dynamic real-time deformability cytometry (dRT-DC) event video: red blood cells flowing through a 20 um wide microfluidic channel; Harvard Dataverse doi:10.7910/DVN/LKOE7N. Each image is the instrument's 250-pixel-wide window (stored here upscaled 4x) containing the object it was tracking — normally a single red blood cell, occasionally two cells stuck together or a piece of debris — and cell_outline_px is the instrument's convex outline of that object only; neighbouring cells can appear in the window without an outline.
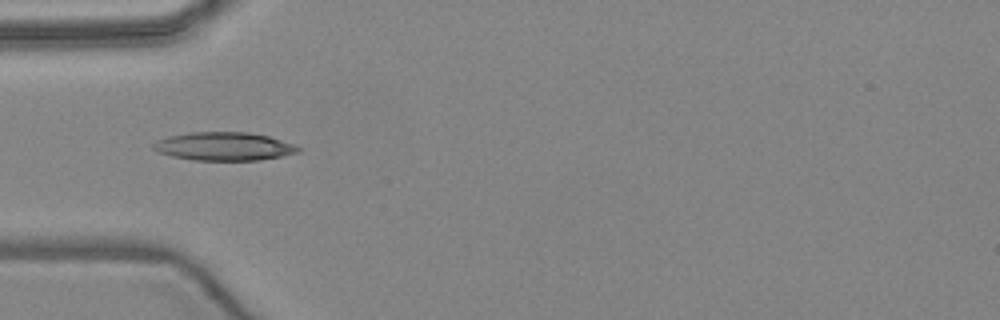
{"species": "common noctule bat (a hibernating species)", "species_latin": "Nyctalus noctula", "temperature_condition": "warm", "stored_images_in_passage": 4, "camera_frame_rate_fps": 3000, "um_per_image_px": 0.085, "animal": {"sex": "female", "body_mass_g": 24.6, "forearm_length_mm": 56.2}, "frame": {"image": 1, "passage_image": 4, "time_ms": 4.0, "image_size_px": [1000, 320], "cell_outline_px": [[300, 152], [260, 160], [192, 160], [172, 156], [156, 152], [152, 148], [152, 144], [156, 140], [168, 136], [192, 132], [248, 132], [268, 136], [292, 144], [300, 148]], "centroid_in_image_um": [18.98, 12.44], "position_along_channel_um": 66.0, "area_um2": 23.87}}